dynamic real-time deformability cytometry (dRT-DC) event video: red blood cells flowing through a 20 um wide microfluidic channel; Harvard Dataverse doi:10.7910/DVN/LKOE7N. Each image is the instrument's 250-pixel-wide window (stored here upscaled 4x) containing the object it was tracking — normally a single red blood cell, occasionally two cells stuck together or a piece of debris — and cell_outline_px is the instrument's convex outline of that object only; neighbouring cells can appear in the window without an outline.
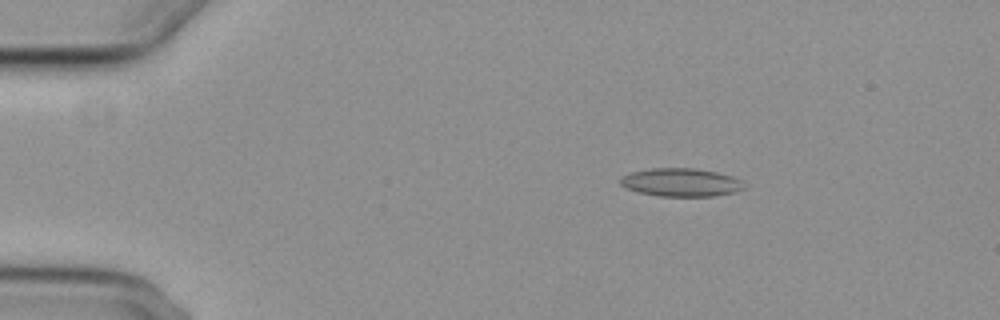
{"species": "common noctule bat (a hibernating species)", "species_latin": "Nyctalus noctula", "temperature_condition": "cold", "stored_images_in_passage": 5, "camera_frame_rate_fps": 3000, "um_per_image_px": 0.085, "animal": {"sex": "female", "body_mass_g": 29.2, "forearm_length_mm": 56.3}, "frame": {"image": 1, "passage_image": 3, "time_ms": 2.333, "image_size_px": [1000, 320], "cell_outline_px": [[744, 188], [736, 192], [712, 196], [660, 196], [640, 192], [624, 188], [620, 184], [620, 176], [632, 172], [652, 168], [696, 168], [716, 172], [732, 176], [740, 180], [744, 184]], "centroid_in_image_um": [57.87, 15.5], "position_along_channel_um": 27.1, "area_um2": 20.35}}